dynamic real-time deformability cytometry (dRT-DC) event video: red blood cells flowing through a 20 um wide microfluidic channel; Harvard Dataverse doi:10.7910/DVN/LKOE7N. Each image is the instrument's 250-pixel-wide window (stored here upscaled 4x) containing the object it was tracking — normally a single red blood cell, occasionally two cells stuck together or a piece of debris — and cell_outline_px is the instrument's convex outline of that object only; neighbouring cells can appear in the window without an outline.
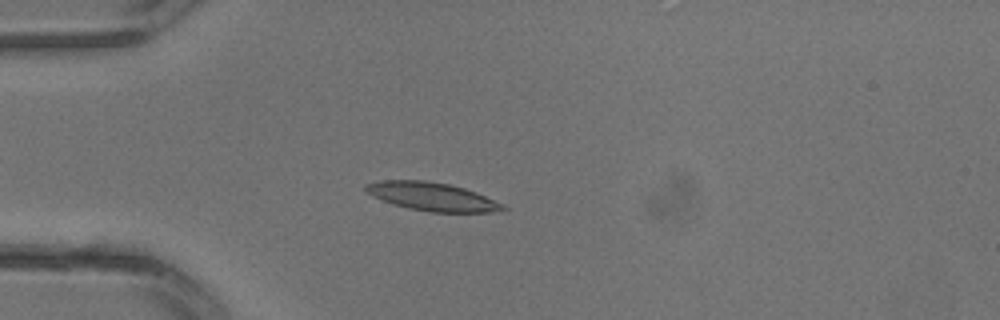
{"species": "common noctule bat (a hibernating species)", "species_latin": "Nyctalus noctula", "temperature_condition": "warm", "stored_images_in_passage": 13, "camera_frame_rate_fps": 3000, "um_per_image_px": 0.085, "animal": {"sex": "male", "body_mass_g": 13.3}, "frame": {"image": 1, "passage_image": 2, "time_ms": 0.333, "image_size_px": [1000, 320], "cell_outline_px": [[508, 208], [504, 212], [428, 212], [408, 208], [392, 204], [368, 192], [364, 188], [364, 184], [380, 180], [424, 180], [448, 184], [464, 188], [476, 192], [504, 204]], "centroid_in_image_um": [36.79, 16.72], "position_along_channel_um": 48.2, "area_um2": 22.66}}
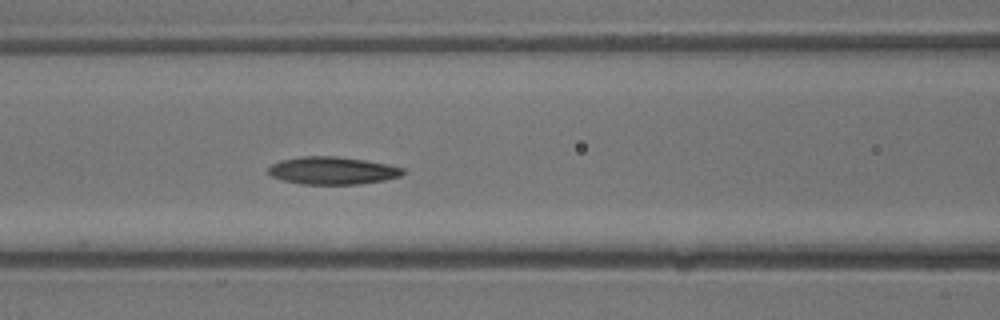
{"frame": {"image": 2, "passage_image": 7, "time_ms": 2.0, "image_size_px": [1000, 320], "cell_outline_px": [[404, 172], [400, 176], [384, 180], [360, 184], [300, 184], [284, 180], [272, 176], [268, 172], [268, 168], [272, 164], [280, 160], [300, 156], [336, 156], [364, 160], [388, 164], [404, 168]], "centroid_in_image_um": [28.25, 14.49], "position_along_channel_um": 138.3, "area_um2": 21.62}}
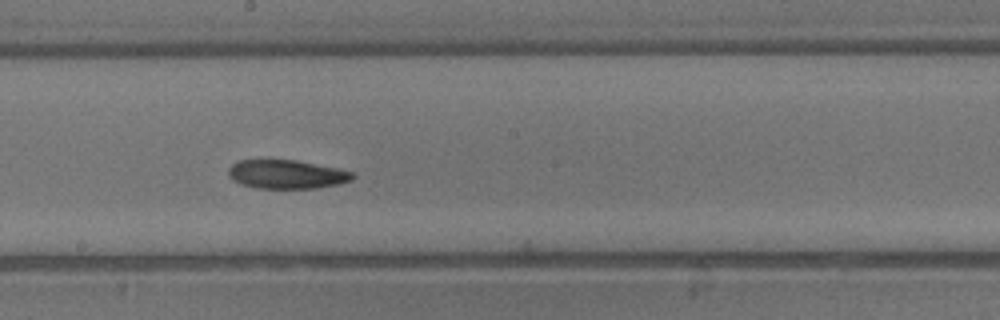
{"frame": {"image": 3, "passage_image": 11, "time_ms": 3.333, "image_size_px": [1000, 320], "cell_outline_px": [[356, 176], [352, 180], [336, 184], [316, 188], [256, 188], [240, 184], [232, 180], [228, 176], [228, 168], [236, 160], [296, 160], [336, 168], [352, 172]], "centroid_in_image_um": [24.31, 14.81], "position_along_channel_um": 223.9, "area_um2": 20.81}}